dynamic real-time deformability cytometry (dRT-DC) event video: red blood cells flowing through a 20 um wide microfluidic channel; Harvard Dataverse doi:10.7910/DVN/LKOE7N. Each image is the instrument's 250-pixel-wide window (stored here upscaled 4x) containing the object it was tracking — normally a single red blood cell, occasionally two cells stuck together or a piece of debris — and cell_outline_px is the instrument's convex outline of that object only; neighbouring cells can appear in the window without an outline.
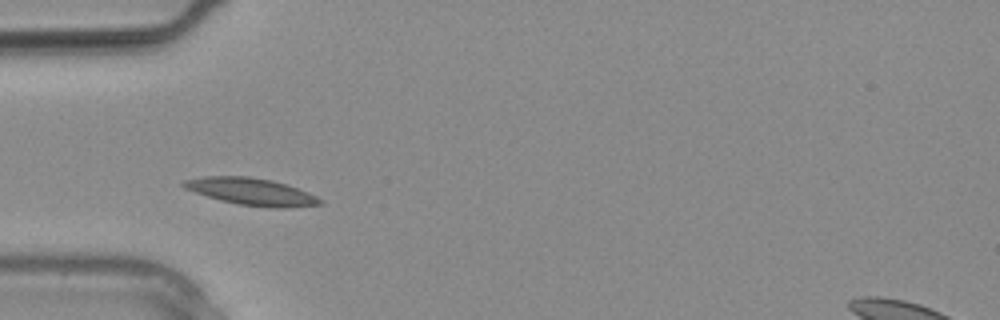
{"species": "common noctule bat (a hibernating species)", "species_latin": "Nyctalus noctula", "temperature_condition": "warm", "stored_images_in_passage": 15, "camera_frame_rate_fps": 3000, "um_per_image_px": 0.085, "animal": {"sex": "male", "body_mass_g": 20.4}, "frame": {"image": 1, "passage_image": 5, "time_ms": 1.333, "image_size_px": [1000, 320], "cell_outline_px": [[324, 204], [284, 208], [276, 208], [240, 204], [220, 200], [184, 188], [180, 184], [184, 180], [204, 176], [248, 176], [272, 180], [308, 192], [324, 200]], "centroid_in_image_um": [21.38, 16.28], "position_along_channel_um": 63.6, "area_um2": 21.33}}